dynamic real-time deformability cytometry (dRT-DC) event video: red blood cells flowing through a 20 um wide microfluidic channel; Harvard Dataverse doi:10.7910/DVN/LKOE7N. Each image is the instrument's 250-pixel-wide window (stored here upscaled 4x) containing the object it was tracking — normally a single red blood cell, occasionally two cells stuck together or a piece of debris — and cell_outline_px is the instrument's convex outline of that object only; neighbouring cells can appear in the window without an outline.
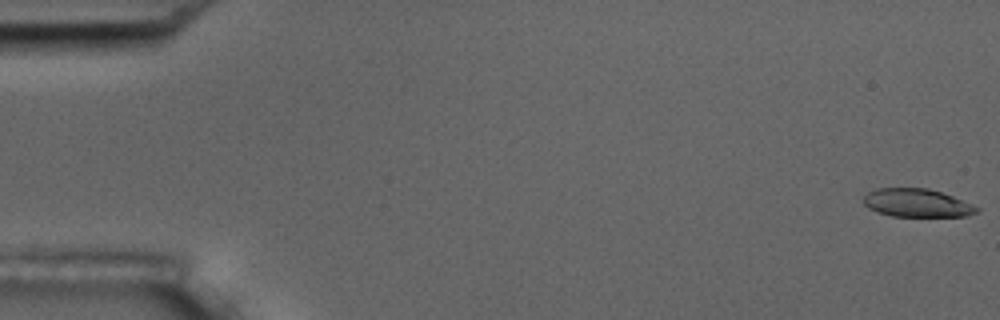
{"species": "common noctule bat (a hibernating species)", "species_latin": "Nyctalus noctula", "temperature_condition": "room temperature", "stored_images_in_passage": 7, "camera_frame_rate_fps": 3000, "um_per_image_px": 0.085, "animal": {"sex": "male", "body_mass_g": 17.5, "forearm_length_mm": 52.3}, "frame": {"image": 1, "passage_image": 1, "time_ms": 0.0, "image_size_px": [1000, 320], "cell_outline_px": [[980, 208], [976, 212], [968, 216], [892, 216], [876, 212], [868, 208], [864, 204], [864, 196], [868, 192], [876, 188], [928, 188], [952, 196]], "centroid_in_image_um": [77.9, 17.25], "position_along_channel_um": 7.1, "area_um2": 18.5}}
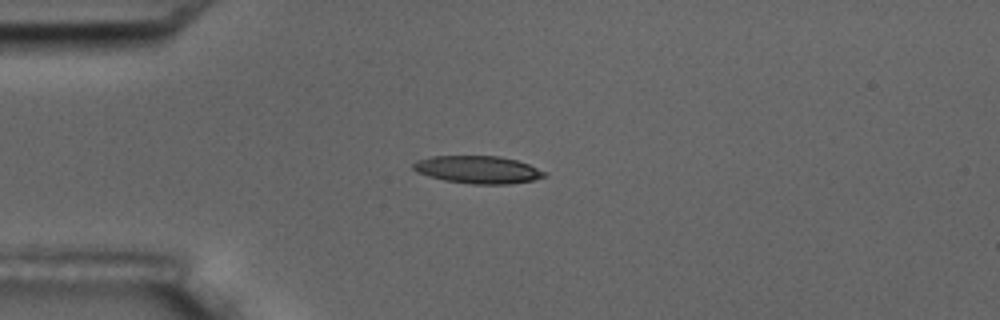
{"frame": {"image": 2, "passage_image": 5, "time_ms": 4.667, "image_size_px": [1000, 320], "cell_outline_px": [[548, 176], [532, 180], [512, 184], [472, 184], [444, 180], [428, 176], [416, 172], [412, 168], [412, 164], [416, 160], [432, 156], [500, 156], [516, 160], [528, 164], [544, 172]], "centroid_in_image_um": [40.58, 14.42], "position_along_channel_um": 44.4, "area_um2": 21.1}}